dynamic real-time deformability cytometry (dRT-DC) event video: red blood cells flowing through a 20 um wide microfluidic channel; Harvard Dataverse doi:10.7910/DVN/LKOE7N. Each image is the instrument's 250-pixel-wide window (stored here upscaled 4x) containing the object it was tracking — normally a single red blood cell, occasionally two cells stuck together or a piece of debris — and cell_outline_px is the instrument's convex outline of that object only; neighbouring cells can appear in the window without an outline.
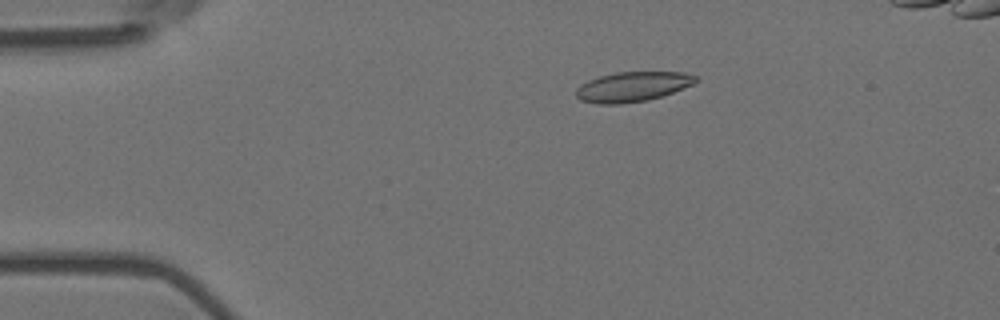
{"species": "Egyptian fruit bat (a non-hibernating species)", "species_latin": "Rousettus aegyptiacus", "temperature_condition": "room temperature", "stored_images_in_passage": 54, "camera_frame_rate_fps": 3000, "um_per_image_px": 0.085, "animal": {"sex": "female"}, "frame": {"image": 1, "passage_image": 11, "time_ms": 3.333, "image_size_px": [1000, 320], "cell_outline_px": [[700, 80], [692, 84], [672, 92], [648, 100], [620, 104], [596, 104], [580, 100], [576, 96], [576, 88], [580, 84], [588, 80], [600, 76], [616, 72], [684, 72], [696, 76]], "centroid_in_image_um": [53.73, 7.37], "position_along_channel_um": 31.3, "area_um2": 20.81}}
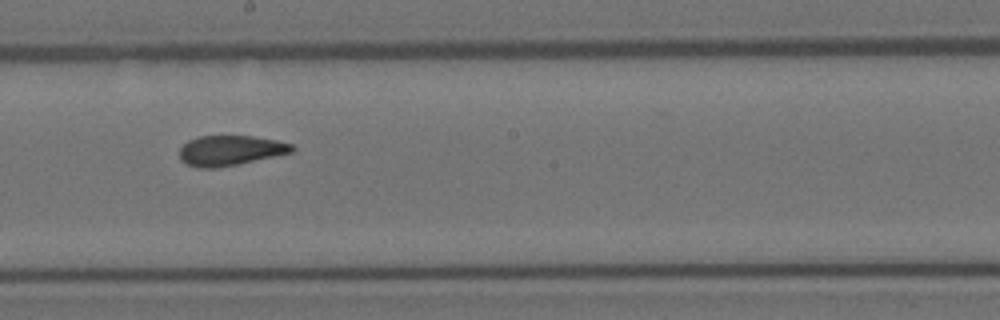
{"frame": {"image": 2, "passage_image": 31, "time_ms": 10.0, "image_size_px": [1000, 320], "cell_outline_px": [[296, 148], [292, 152], [276, 156], [216, 168], [196, 168], [180, 160], [180, 148], [188, 140], [200, 136], [252, 136], [276, 140], [292, 144]], "centroid_in_image_um": [19.57, 12.79], "position_along_channel_um": 228.6, "area_um2": 19.65}}
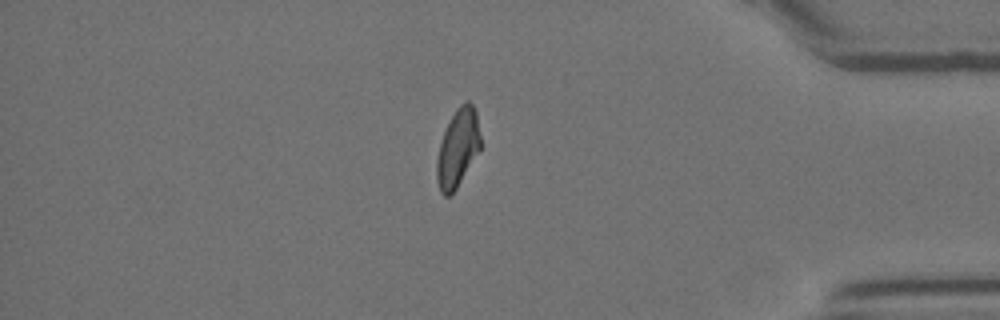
{"frame": {"image": 3, "passage_image": 47, "time_ms": 15.333, "image_size_px": [1000, 320], "cell_outline_px": [[480, 148], [456, 188], [448, 196], [444, 196], [440, 192], [436, 180], [436, 160], [440, 144], [444, 132], [456, 108], [460, 104], [468, 100], [472, 104], [476, 112], [480, 136]], "centroid_in_image_um": [38.89, 12.58], "position_along_channel_um": 396.3, "area_um2": 19.48}, "authors_computed_cell_mechanics": {"area_um2": 20.4034, "velocity_mm_per_s": 3.718, "shape_relaxation_time_tau1_ms": null, "shape_relaxation_time_tau2_ms": 2.033, "deformation_change_tau1": null, "deformation_change_tau2": 0.0702}}